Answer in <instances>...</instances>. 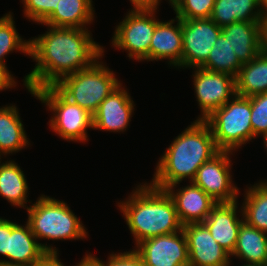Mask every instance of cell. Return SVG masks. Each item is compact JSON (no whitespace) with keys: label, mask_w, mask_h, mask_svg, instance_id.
Segmentation results:
<instances>
[{"label":"cell","mask_w":267,"mask_h":266,"mask_svg":"<svg viewBox=\"0 0 267 266\" xmlns=\"http://www.w3.org/2000/svg\"><path fill=\"white\" fill-rule=\"evenodd\" d=\"M23 14L29 21L42 24L57 8L59 0H21Z\"/></svg>","instance_id":"4dcf8cb0"},{"label":"cell","mask_w":267,"mask_h":266,"mask_svg":"<svg viewBox=\"0 0 267 266\" xmlns=\"http://www.w3.org/2000/svg\"><path fill=\"white\" fill-rule=\"evenodd\" d=\"M27 90L52 112L49 126L55 134L66 141L88 142L87 130L93 129V115L88 110L71 102L55 86Z\"/></svg>","instance_id":"52a82bcc"},{"label":"cell","mask_w":267,"mask_h":266,"mask_svg":"<svg viewBox=\"0 0 267 266\" xmlns=\"http://www.w3.org/2000/svg\"><path fill=\"white\" fill-rule=\"evenodd\" d=\"M253 139L267 133V92L251 96Z\"/></svg>","instance_id":"f546056e"},{"label":"cell","mask_w":267,"mask_h":266,"mask_svg":"<svg viewBox=\"0 0 267 266\" xmlns=\"http://www.w3.org/2000/svg\"><path fill=\"white\" fill-rule=\"evenodd\" d=\"M262 1V14L264 22H267V0H261Z\"/></svg>","instance_id":"f35d334b"},{"label":"cell","mask_w":267,"mask_h":266,"mask_svg":"<svg viewBox=\"0 0 267 266\" xmlns=\"http://www.w3.org/2000/svg\"><path fill=\"white\" fill-rule=\"evenodd\" d=\"M26 210L27 222L38 241L80 240L88 237L82 221L62 200L42 194Z\"/></svg>","instance_id":"277c9868"},{"label":"cell","mask_w":267,"mask_h":266,"mask_svg":"<svg viewBox=\"0 0 267 266\" xmlns=\"http://www.w3.org/2000/svg\"><path fill=\"white\" fill-rule=\"evenodd\" d=\"M231 256L244 260L243 265L264 266L267 262V233L244 221Z\"/></svg>","instance_id":"603a6c76"},{"label":"cell","mask_w":267,"mask_h":266,"mask_svg":"<svg viewBox=\"0 0 267 266\" xmlns=\"http://www.w3.org/2000/svg\"><path fill=\"white\" fill-rule=\"evenodd\" d=\"M99 264L100 266H144L142 257L135 250L111 253L108 256L107 261H102L97 258L94 254L89 253Z\"/></svg>","instance_id":"1f68e13d"},{"label":"cell","mask_w":267,"mask_h":266,"mask_svg":"<svg viewBox=\"0 0 267 266\" xmlns=\"http://www.w3.org/2000/svg\"><path fill=\"white\" fill-rule=\"evenodd\" d=\"M221 34V28L208 19H182V68H200Z\"/></svg>","instance_id":"8fae6325"},{"label":"cell","mask_w":267,"mask_h":266,"mask_svg":"<svg viewBox=\"0 0 267 266\" xmlns=\"http://www.w3.org/2000/svg\"><path fill=\"white\" fill-rule=\"evenodd\" d=\"M132 9H152L160 5V0H130Z\"/></svg>","instance_id":"e575fe53"},{"label":"cell","mask_w":267,"mask_h":266,"mask_svg":"<svg viewBox=\"0 0 267 266\" xmlns=\"http://www.w3.org/2000/svg\"><path fill=\"white\" fill-rule=\"evenodd\" d=\"M215 0H179L172 8L180 19H208Z\"/></svg>","instance_id":"f1b7e54d"},{"label":"cell","mask_w":267,"mask_h":266,"mask_svg":"<svg viewBox=\"0 0 267 266\" xmlns=\"http://www.w3.org/2000/svg\"><path fill=\"white\" fill-rule=\"evenodd\" d=\"M251 96L235 94L224 106L205 119L211 128L216 147L235 151L253 139Z\"/></svg>","instance_id":"8992f818"},{"label":"cell","mask_w":267,"mask_h":266,"mask_svg":"<svg viewBox=\"0 0 267 266\" xmlns=\"http://www.w3.org/2000/svg\"><path fill=\"white\" fill-rule=\"evenodd\" d=\"M15 104L0 107V156L18 153L29 147L25 128Z\"/></svg>","instance_id":"44dd1931"},{"label":"cell","mask_w":267,"mask_h":266,"mask_svg":"<svg viewBox=\"0 0 267 266\" xmlns=\"http://www.w3.org/2000/svg\"><path fill=\"white\" fill-rule=\"evenodd\" d=\"M230 155L232 151H219L209 161L202 164L192 183L203 189L217 203L238 200L239 188L232 181Z\"/></svg>","instance_id":"9c48e42d"},{"label":"cell","mask_w":267,"mask_h":266,"mask_svg":"<svg viewBox=\"0 0 267 266\" xmlns=\"http://www.w3.org/2000/svg\"><path fill=\"white\" fill-rule=\"evenodd\" d=\"M210 19L220 28L242 22H264L261 0H215Z\"/></svg>","instance_id":"ffe728a7"},{"label":"cell","mask_w":267,"mask_h":266,"mask_svg":"<svg viewBox=\"0 0 267 266\" xmlns=\"http://www.w3.org/2000/svg\"><path fill=\"white\" fill-rule=\"evenodd\" d=\"M101 58L103 55L90 67L67 75L54 85L67 99L92 115L100 103L121 84L115 73L103 61H99Z\"/></svg>","instance_id":"5b68a950"},{"label":"cell","mask_w":267,"mask_h":266,"mask_svg":"<svg viewBox=\"0 0 267 266\" xmlns=\"http://www.w3.org/2000/svg\"><path fill=\"white\" fill-rule=\"evenodd\" d=\"M12 231V221L0 217V255L6 259H0V262L8 263L9 259V234Z\"/></svg>","instance_id":"d6a6232c"},{"label":"cell","mask_w":267,"mask_h":266,"mask_svg":"<svg viewBox=\"0 0 267 266\" xmlns=\"http://www.w3.org/2000/svg\"><path fill=\"white\" fill-rule=\"evenodd\" d=\"M238 201L216 203L209 216L202 222L214 240L231 255L237 242L238 232L244 222L242 207ZM238 210V211H237ZM241 211V212H240ZM240 212L241 219L238 213Z\"/></svg>","instance_id":"9a60e30c"},{"label":"cell","mask_w":267,"mask_h":266,"mask_svg":"<svg viewBox=\"0 0 267 266\" xmlns=\"http://www.w3.org/2000/svg\"><path fill=\"white\" fill-rule=\"evenodd\" d=\"M235 91L243 97L267 92V55L263 51L241 66L235 77Z\"/></svg>","instance_id":"d4e9b609"},{"label":"cell","mask_w":267,"mask_h":266,"mask_svg":"<svg viewBox=\"0 0 267 266\" xmlns=\"http://www.w3.org/2000/svg\"><path fill=\"white\" fill-rule=\"evenodd\" d=\"M0 266H27V265H22V264H11V263H6V262H0Z\"/></svg>","instance_id":"ab89813d"},{"label":"cell","mask_w":267,"mask_h":266,"mask_svg":"<svg viewBox=\"0 0 267 266\" xmlns=\"http://www.w3.org/2000/svg\"><path fill=\"white\" fill-rule=\"evenodd\" d=\"M245 190L241 206L244 221L267 233V180H261Z\"/></svg>","instance_id":"484cf974"},{"label":"cell","mask_w":267,"mask_h":266,"mask_svg":"<svg viewBox=\"0 0 267 266\" xmlns=\"http://www.w3.org/2000/svg\"><path fill=\"white\" fill-rule=\"evenodd\" d=\"M175 22H177L175 24ZM174 24V25H173ZM182 19L175 16L168 21L156 24L149 49V61H168L176 68H182Z\"/></svg>","instance_id":"e0dca14e"},{"label":"cell","mask_w":267,"mask_h":266,"mask_svg":"<svg viewBox=\"0 0 267 266\" xmlns=\"http://www.w3.org/2000/svg\"><path fill=\"white\" fill-rule=\"evenodd\" d=\"M4 162H0V196L12 206L27 209L29 186L25 174L13 159Z\"/></svg>","instance_id":"cb8c5ba5"},{"label":"cell","mask_w":267,"mask_h":266,"mask_svg":"<svg viewBox=\"0 0 267 266\" xmlns=\"http://www.w3.org/2000/svg\"><path fill=\"white\" fill-rule=\"evenodd\" d=\"M187 238L189 266H230V255L214 240L203 223L183 225Z\"/></svg>","instance_id":"5bb4252c"},{"label":"cell","mask_w":267,"mask_h":266,"mask_svg":"<svg viewBox=\"0 0 267 266\" xmlns=\"http://www.w3.org/2000/svg\"><path fill=\"white\" fill-rule=\"evenodd\" d=\"M263 23L238 21L221 28V33L242 64L262 52Z\"/></svg>","instance_id":"d6986e66"},{"label":"cell","mask_w":267,"mask_h":266,"mask_svg":"<svg viewBox=\"0 0 267 266\" xmlns=\"http://www.w3.org/2000/svg\"><path fill=\"white\" fill-rule=\"evenodd\" d=\"M178 185V183L173 184L165 190L175 203L181 224L202 223L217 202L192 182L180 188Z\"/></svg>","instance_id":"2e32d148"},{"label":"cell","mask_w":267,"mask_h":266,"mask_svg":"<svg viewBox=\"0 0 267 266\" xmlns=\"http://www.w3.org/2000/svg\"><path fill=\"white\" fill-rule=\"evenodd\" d=\"M141 184L133 189L126 200H120L117 204L135 244L150 237L182 230L175 203L168 192L147 182Z\"/></svg>","instance_id":"3957f363"},{"label":"cell","mask_w":267,"mask_h":266,"mask_svg":"<svg viewBox=\"0 0 267 266\" xmlns=\"http://www.w3.org/2000/svg\"><path fill=\"white\" fill-rule=\"evenodd\" d=\"M59 254H47L41 261L34 266H65L59 259Z\"/></svg>","instance_id":"d590c367"},{"label":"cell","mask_w":267,"mask_h":266,"mask_svg":"<svg viewBox=\"0 0 267 266\" xmlns=\"http://www.w3.org/2000/svg\"><path fill=\"white\" fill-rule=\"evenodd\" d=\"M144 266H189L187 238L182 230L147 238L134 248Z\"/></svg>","instance_id":"7c38bea8"},{"label":"cell","mask_w":267,"mask_h":266,"mask_svg":"<svg viewBox=\"0 0 267 266\" xmlns=\"http://www.w3.org/2000/svg\"><path fill=\"white\" fill-rule=\"evenodd\" d=\"M92 0H59L55 11L42 23L53 27L88 28L94 21ZM88 24V25H87Z\"/></svg>","instance_id":"7402d4cb"},{"label":"cell","mask_w":267,"mask_h":266,"mask_svg":"<svg viewBox=\"0 0 267 266\" xmlns=\"http://www.w3.org/2000/svg\"><path fill=\"white\" fill-rule=\"evenodd\" d=\"M13 18L11 12L0 18V64L3 65H6V55L14 51L30 56V39L26 41L19 35Z\"/></svg>","instance_id":"83f0119b"},{"label":"cell","mask_w":267,"mask_h":266,"mask_svg":"<svg viewBox=\"0 0 267 266\" xmlns=\"http://www.w3.org/2000/svg\"><path fill=\"white\" fill-rule=\"evenodd\" d=\"M242 65L228 39L221 33L201 68L236 77Z\"/></svg>","instance_id":"4316f807"},{"label":"cell","mask_w":267,"mask_h":266,"mask_svg":"<svg viewBox=\"0 0 267 266\" xmlns=\"http://www.w3.org/2000/svg\"><path fill=\"white\" fill-rule=\"evenodd\" d=\"M77 265L73 266H100V264L90 255L87 254L83 256V259Z\"/></svg>","instance_id":"8d00e7d4"},{"label":"cell","mask_w":267,"mask_h":266,"mask_svg":"<svg viewBox=\"0 0 267 266\" xmlns=\"http://www.w3.org/2000/svg\"><path fill=\"white\" fill-rule=\"evenodd\" d=\"M261 136L263 137L264 148L266 149V152H267V133Z\"/></svg>","instance_id":"60d3db41"},{"label":"cell","mask_w":267,"mask_h":266,"mask_svg":"<svg viewBox=\"0 0 267 266\" xmlns=\"http://www.w3.org/2000/svg\"><path fill=\"white\" fill-rule=\"evenodd\" d=\"M219 151L208 123L196 119L174 138L161 155L150 184L165 190L186 178L192 182L199 167Z\"/></svg>","instance_id":"7a4b0ae2"},{"label":"cell","mask_w":267,"mask_h":266,"mask_svg":"<svg viewBox=\"0 0 267 266\" xmlns=\"http://www.w3.org/2000/svg\"><path fill=\"white\" fill-rule=\"evenodd\" d=\"M168 1L170 3L169 5H171V7H173L179 0H168Z\"/></svg>","instance_id":"b9f144b4"},{"label":"cell","mask_w":267,"mask_h":266,"mask_svg":"<svg viewBox=\"0 0 267 266\" xmlns=\"http://www.w3.org/2000/svg\"><path fill=\"white\" fill-rule=\"evenodd\" d=\"M45 26L46 33L30 38V58L37 63L23 84L31 91L54 86L63 77L90 67L105 52L88 28Z\"/></svg>","instance_id":"6da1fadb"},{"label":"cell","mask_w":267,"mask_h":266,"mask_svg":"<svg viewBox=\"0 0 267 266\" xmlns=\"http://www.w3.org/2000/svg\"><path fill=\"white\" fill-rule=\"evenodd\" d=\"M47 254H59V252L53 245L38 242L28 222L20 225L12 221L8 263L34 266Z\"/></svg>","instance_id":"ac0fdd59"},{"label":"cell","mask_w":267,"mask_h":266,"mask_svg":"<svg viewBox=\"0 0 267 266\" xmlns=\"http://www.w3.org/2000/svg\"><path fill=\"white\" fill-rule=\"evenodd\" d=\"M193 70L194 93L201 109L197 120H205L236 94L235 77L201 67Z\"/></svg>","instance_id":"30bf717a"},{"label":"cell","mask_w":267,"mask_h":266,"mask_svg":"<svg viewBox=\"0 0 267 266\" xmlns=\"http://www.w3.org/2000/svg\"><path fill=\"white\" fill-rule=\"evenodd\" d=\"M156 8L131 9L115 27L112 37L114 48L126 51L129 59L149 62V49L156 24Z\"/></svg>","instance_id":"ba28073f"},{"label":"cell","mask_w":267,"mask_h":266,"mask_svg":"<svg viewBox=\"0 0 267 266\" xmlns=\"http://www.w3.org/2000/svg\"><path fill=\"white\" fill-rule=\"evenodd\" d=\"M121 83L99 105L93 114V129L124 132L130 126L134 113V101Z\"/></svg>","instance_id":"4fadbf2b"},{"label":"cell","mask_w":267,"mask_h":266,"mask_svg":"<svg viewBox=\"0 0 267 266\" xmlns=\"http://www.w3.org/2000/svg\"><path fill=\"white\" fill-rule=\"evenodd\" d=\"M262 51L267 55V22L263 23Z\"/></svg>","instance_id":"74e56055"},{"label":"cell","mask_w":267,"mask_h":266,"mask_svg":"<svg viewBox=\"0 0 267 266\" xmlns=\"http://www.w3.org/2000/svg\"><path fill=\"white\" fill-rule=\"evenodd\" d=\"M16 84L15 77H13L7 66L0 64V91L13 88Z\"/></svg>","instance_id":"836d02e7"}]
</instances>
